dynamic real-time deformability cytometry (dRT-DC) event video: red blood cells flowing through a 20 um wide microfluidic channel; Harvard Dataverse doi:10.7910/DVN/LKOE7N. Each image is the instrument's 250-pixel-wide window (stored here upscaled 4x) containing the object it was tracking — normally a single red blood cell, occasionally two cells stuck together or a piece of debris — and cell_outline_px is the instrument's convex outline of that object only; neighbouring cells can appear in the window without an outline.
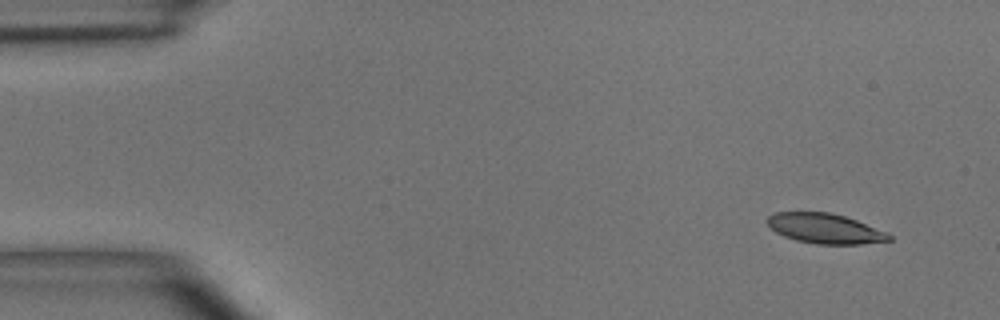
{"species": "common noctule bat (a hibernating species)", "species_latin": "Nyctalus noctula", "temperature_condition": "room temperature", "stored_images_in_passage": 3, "camera_frame_rate_fps": 3000, "um_per_image_px": 0.085, "animal": {"sex": "male", "body_mass_g": 15.6}, "frame": {"image": 1, "passage_image": 1, "time_ms": 0.0, "image_size_px": [1000, 320], "cell_outline_px": [[892, 240], [860, 244], [816, 244], [796, 240], [784, 236], [776, 232], [764, 220], [768, 216], [776, 212], [832, 212], [856, 220], [888, 232], [892, 236]], "centroid_in_image_um": [70.13, 19.42], "position_along_channel_um": 14.9, "area_um2": 21.33}}